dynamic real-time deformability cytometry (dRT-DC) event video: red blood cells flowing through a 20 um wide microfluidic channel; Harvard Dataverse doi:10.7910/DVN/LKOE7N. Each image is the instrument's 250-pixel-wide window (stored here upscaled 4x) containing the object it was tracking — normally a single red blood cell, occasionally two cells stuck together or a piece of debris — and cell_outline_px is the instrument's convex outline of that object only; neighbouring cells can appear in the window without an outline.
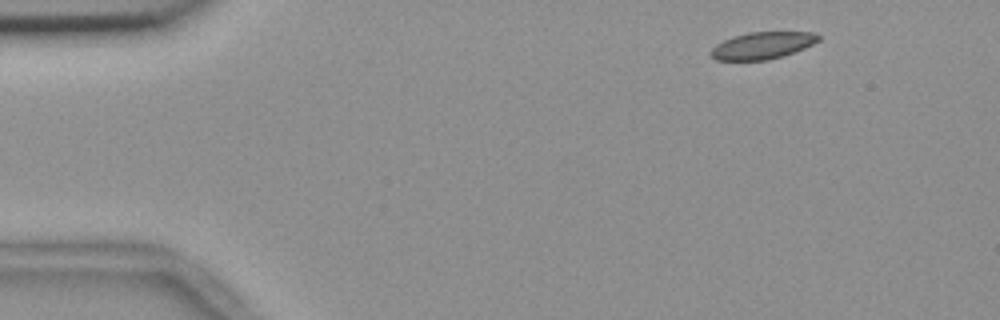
{"species": "common noctule bat (a hibernating species)", "species_latin": "Nyctalus noctula", "temperature_condition": "room temperature", "stored_images_in_passage": 3, "camera_frame_rate_fps": 3000, "um_per_image_px": 0.085, "animal": {"sex": "female", "body_mass_g": 18.4}, "frame": {"image": 1, "passage_image": 1, "time_ms": 0.0, "image_size_px": [1000, 320], "cell_outline_px": [[820, 40], [804, 48], [768, 60], [716, 60], [708, 52], [716, 44], [732, 36], [748, 32], [816, 32], [820, 36]], "centroid_in_image_um": [64.78, 3.85], "position_along_channel_um": 20.2, "area_um2": 16.88}}
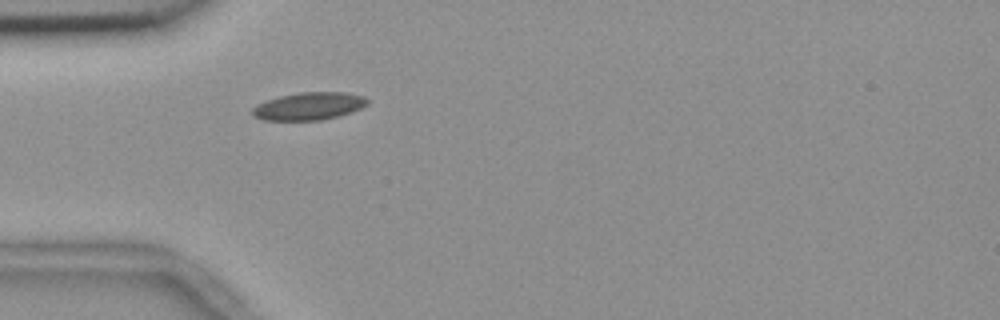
{"frame": {"image": 2, "passage_image": 3, "time_ms": 0.667, "image_size_px": [1000, 320], "cell_outline_px": [[368, 104], [352, 112], [320, 120], [264, 120], [252, 116], [252, 108], [268, 100], [280, 96], [300, 92], [348, 92], [364, 96], [368, 100]], "centroid_in_image_um": [26.28, 9.02], "position_along_channel_um": 58.7, "area_um2": 18.38}}